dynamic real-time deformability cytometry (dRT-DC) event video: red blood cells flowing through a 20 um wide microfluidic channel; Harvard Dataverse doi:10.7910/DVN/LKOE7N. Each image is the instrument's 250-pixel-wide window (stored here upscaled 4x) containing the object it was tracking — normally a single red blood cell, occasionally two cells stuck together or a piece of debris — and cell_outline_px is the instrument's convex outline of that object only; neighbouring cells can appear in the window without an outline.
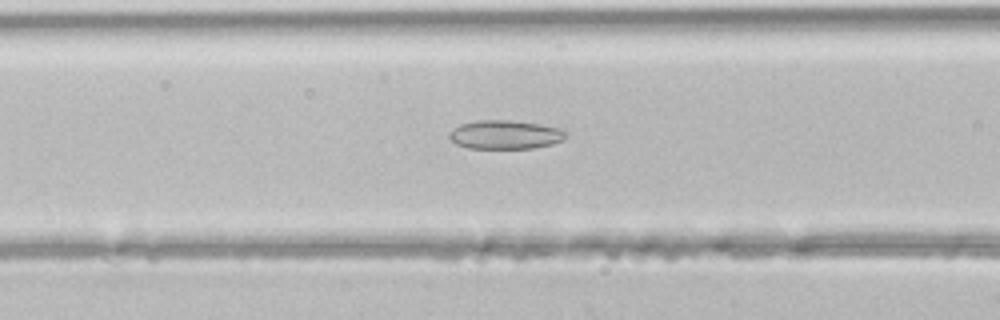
{"species": "common noctule bat (a hibernating species)", "species_latin": "Nyctalus noctula", "temperature_condition": "room temperature", "stored_images_in_passage": 33, "camera_frame_rate_fps": 3000, "um_per_image_px": 0.085, "animal": {"sex": "male", "body_mass_g": 21.5, "forearm_length_mm": 52.0}, "frame": {"image": 1, "passage_image": 5, "time_ms": 1.333, "image_size_px": [1000, 320], "cell_outline_px": [[568, 136], [564, 140], [552, 144], [532, 148], [468, 148], [456, 144], [448, 136], [448, 132], [452, 128], [460, 124], [476, 120], [508, 120], [540, 124], [556, 128], [564, 132]], "centroid_in_image_um": [42.89, 11.44], "position_along_channel_um": 123.7, "area_um2": 19.54}}
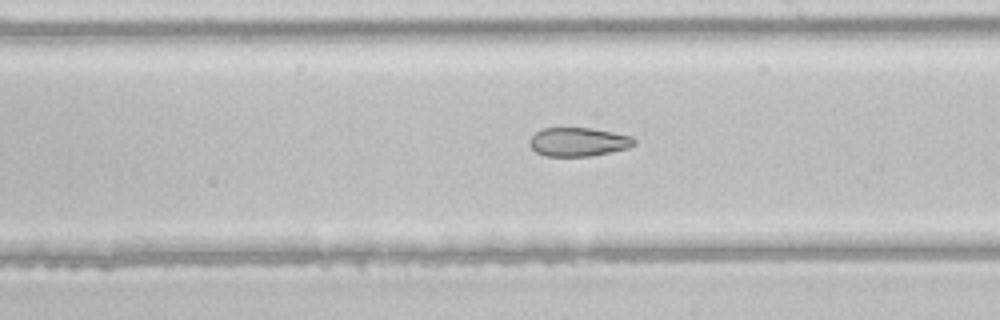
{"frame": {"image": 2, "passage_image": 13, "time_ms": 4.0, "image_size_px": [1000, 320], "cell_outline_px": [[636, 144], [628, 148], [592, 156], [544, 156], [536, 152], [528, 144], [532, 136], [540, 128], [592, 128], [632, 136], [636, 140]], "centroid_in_image_um": [49.16, 12.06], "position_along_channel_um": 239.8, "area_um2": 17.63}}
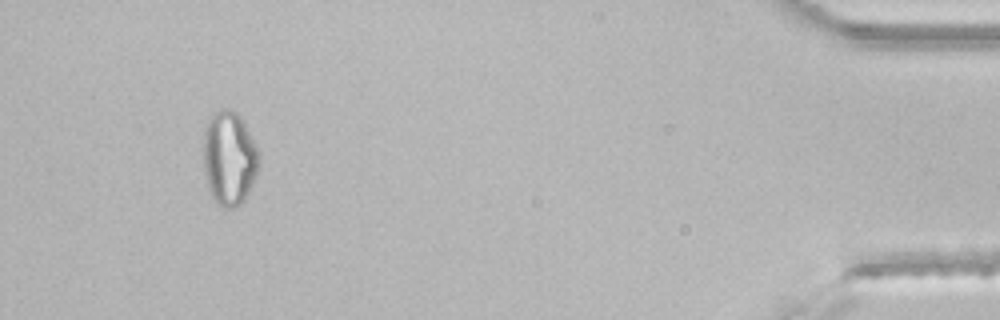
{"frame": {"image": 3, "passage_image": 30, "time_ms": 9.667, "image_size_px": [1000, 320], "cell_outline_px": [[260, 152], [256, 172], [252, 184], [240, 208], [224, 208], [216, 204], [208, 188], [204, 172], [204, 128], [212, 112], [220, 108], [228, 108], [236, 112], [240, 116], [256, 144]], "centroid_in_image_um": [19.47, 13.45], "position_along_channel_um": 415.7, "area_um2": 30.81}}